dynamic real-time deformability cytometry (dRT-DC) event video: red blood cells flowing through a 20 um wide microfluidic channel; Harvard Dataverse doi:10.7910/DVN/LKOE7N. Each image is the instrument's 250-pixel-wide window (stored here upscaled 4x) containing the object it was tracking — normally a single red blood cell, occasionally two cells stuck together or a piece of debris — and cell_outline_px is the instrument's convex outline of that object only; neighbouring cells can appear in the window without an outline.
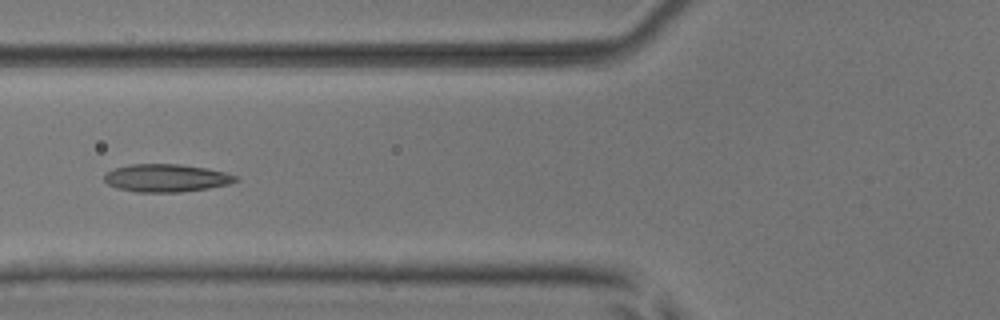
{"species": "common noctule bat (a hibernating species)", "species_latin": "Nyctalus noctula", "temperature_condition": "room temperature", "stored_images_in_passage": 6, "camera_frame_rate_fps": 3000, "um_per_image_px": 0.085, "animal": {"sex": "male", "body_mass_g": 17.9, "forearm_length_mm": 54.2}, "frame": {"image": 1, "passage_image": 6, "time_ms": 5.667, "image_size_px": [1000, 320], "cell_outline_px": [[240, 180], [228, 184], [208, 188], [180, 192], [136, 192], [116, 188], [108, 184], [104, 180], [104, 176], [112, 168], [132, 164], [180, 164], [208, 168], [224, 172], [236, 176]], "centroid_in_image_um": [14.12, 15.13], "position_along_channel_um": 111.7, "area_um2": 21.33}}